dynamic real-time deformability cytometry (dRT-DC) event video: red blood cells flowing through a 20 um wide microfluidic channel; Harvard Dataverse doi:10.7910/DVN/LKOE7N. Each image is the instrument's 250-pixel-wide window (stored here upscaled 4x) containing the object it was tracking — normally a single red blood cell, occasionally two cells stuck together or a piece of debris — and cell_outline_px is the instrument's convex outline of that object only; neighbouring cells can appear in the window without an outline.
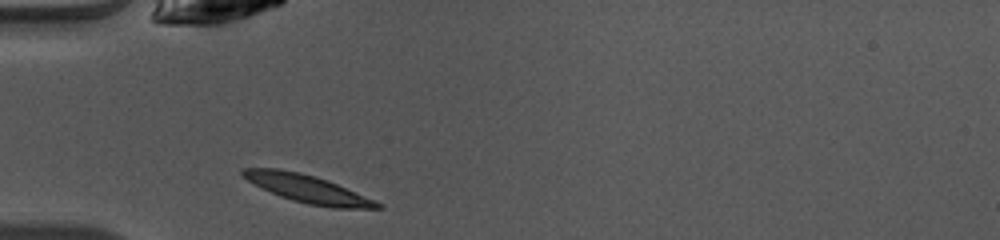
{"species": "common noctule bat (a hibernating species)", "species_latin": "Nyctalus noctula", "temperature_condition": "warm", "stored_images_in_passage": 35, "camera_frame_rate_fps": 3000, "um_per_image_px": 0.085, "animal": {"sex": "female", "body_mass_g": 10.0, "forearm_length_mm": 53.1}, "frame": {"image": 1, "passage_image": 1, "time_ms": 0.0, "image_size_px": [1000, 240], "cell_outline_px": [[384, 208], [332, 208], [308, 204], [292, 200], [280, 196], [240, 176], [240, 172], [244, 168], [280, 168], [300, 172], [316, 176], [328, 180], [376, 200], [384, 204]], "centroid_in_image_um": [26.19, 16.04], "position_along_channel_um": 58.8, "area_um2": 21.85}}
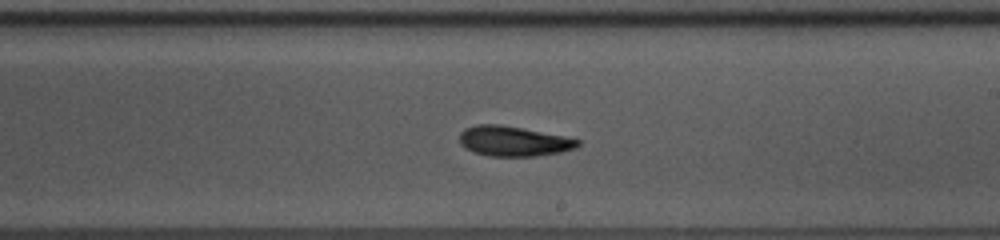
{"frame": {"image": 2, "passage_image": 15, "time_ms": 4.667, "image_size_px": [1000, 240], "cell_outline_px": [[580, 144], [576, 148], [560, 152], [536, 156], [492, 156], [476, 152], [464, 148], [460, 144], [460, 132], [464, 128], [476, 124], [500, 124], [564, 136], [580, 140]], "centroid_in_image_um": [43.63, 11.99], "position_along_channel_um": 245.4, "area_um2": 20.63}}
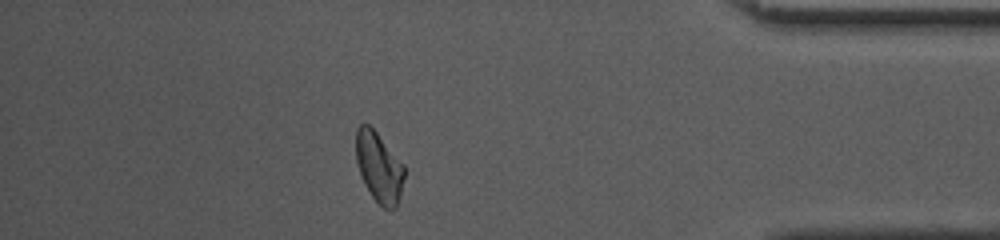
{"frame": {"image": 3, "passage_image": 29, "time_ms": 9.333, "image_size_px": [1000, 240], "cell_outline_px": [[404, 176], [400, 196], [396, 208], [384, 208], [372, 196], [364, 184], [356, 160], [356, 128], [360, 124], [368, 124], [376, 132], [404, 164]], "centroid_in_image_um": [32.21, 14.2], "position_along_channel_um": 403.0, "area_um2": 19.54}, "authors_computed_cell_mechanics": {"area_um2": 20.3456, "velocity_mm_per_s": 4.0879, "shape_relaxation_time_tau1_ms": 3.3504, "shape_relaxation_time_tau2_ms": null, "deformation_change_tau1": 0.1647, "deformation_change_tau2": null}}